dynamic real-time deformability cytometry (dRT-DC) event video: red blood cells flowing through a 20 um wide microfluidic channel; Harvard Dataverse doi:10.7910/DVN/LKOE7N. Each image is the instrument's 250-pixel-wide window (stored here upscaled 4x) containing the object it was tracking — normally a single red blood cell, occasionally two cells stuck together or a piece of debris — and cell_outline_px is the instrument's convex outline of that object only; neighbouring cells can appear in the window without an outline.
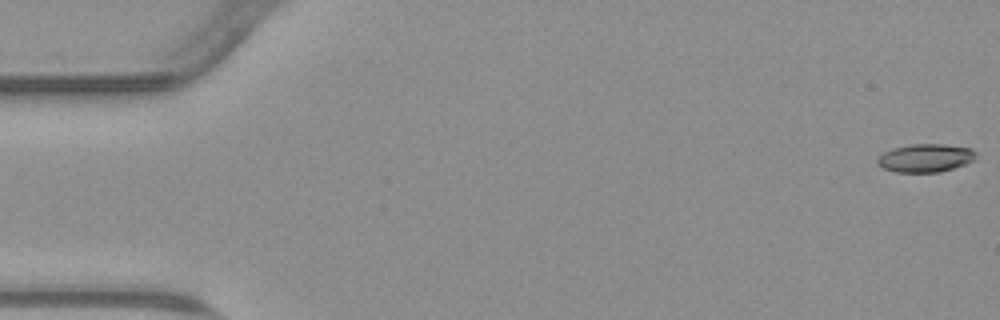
{"species": "common noctule bat (a hibernating species)", "species_latin": "Nyctalus noctula", "temperature_condition": "warm", "stored_images_in_passage": 55, "camera_frame_rate_fps": 3000, "um_per_image_px": 0.085, "animal": {"sex": "male", "body_mass_g": 23.1, "forearm_length_mm": 52.7}, "frame": {"image": 1, "passage_image": 1, "time_ms": 0.0, "image_size_px": [1000, 320], "cell_outline_px": [[976, 160], [940, 172], [896, 172], [884, 168], [876, 164], [876, 160], [884, 152], [892, 148], [912, 144], [940, 144], [972, 148], [976, 152]], "centroid_in_image_um": [78.67, 13.42], "position_along_channel_um": 6.3, "area_um2": 16.18}}
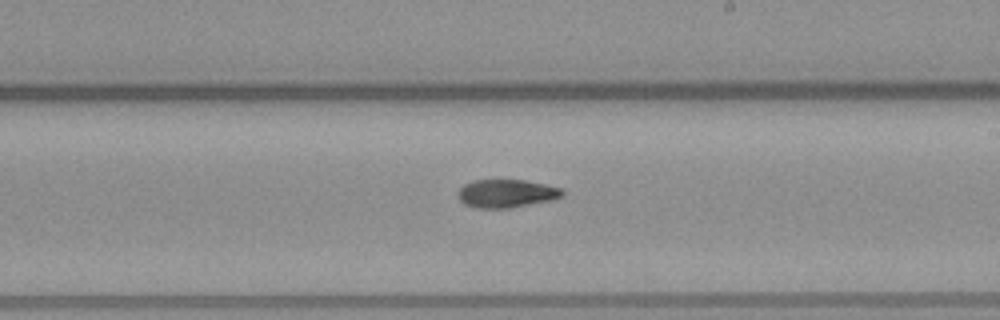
{"frame": {"image": 2, "passage_image": 32, "time_ms": 10.333, "image_size_px": [1000, 320], "cell_outline_px": [[564, 196], [552, 200], [508, 208], [476, 208], [464, 204], [460, 200], [460, 188], [464, 184], [472, 180], [524, 180], [544, 184], [560, 188], [564, 192]], "centroid_in_image_um": [43.06, 16.44], "position_along_channel_um": 245.9, "area_um2": 16.99}}
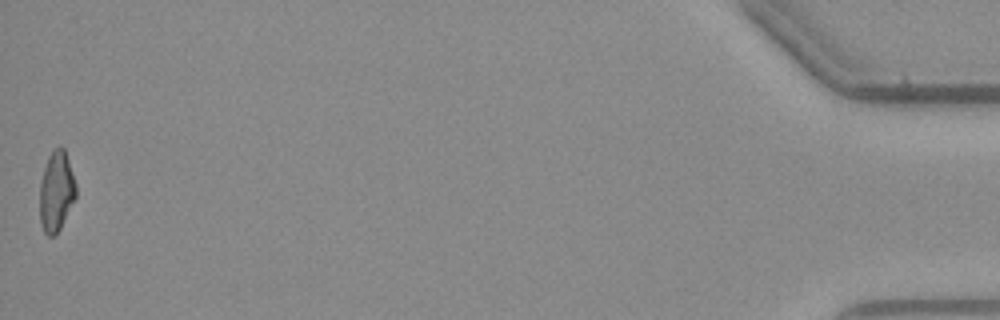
{"frame": {"image": 3, "passage_image": 55, "time_ms": 18.0, "image_size_px": [1000, 320], "cell_outline_px": [[76, 196], [56, 236], [48, 236], [44, 232], [40, 224], [40, 184], [44, 168], [48, 156], [52, 148], [60, 144], [64, 148], [76, 184]], "centroid_in_image_um": [4.78, 16.25], "position_along_channel_um": 430.4, "area_um2": 16.99}, "authors_computed_cell_mechanics": {"area_um2": 17.2822, "velocity_mm_per_s": 3.7958, "shape_relaxation_time_tau1_ms": 10.2518, "shape_relaxation_time_tau2_ms": null, "deformation_change_tau1": 0.2488, "deformation_change_tau2": null}}